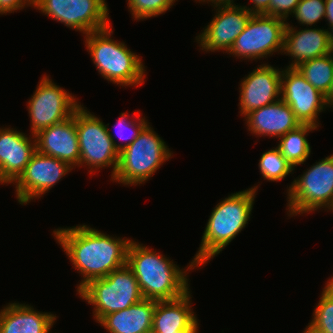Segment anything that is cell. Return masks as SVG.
<instances>
[{
    "label": "cell",
    "mask_w": 333,
    "mask_h": 333,
    "mask_svg": "<svg viewBox=\"0 0 333 333\" xmlns=\"http://www.w3.org/2000/svg\"><path fill=\"white\" fill-rule=\"evenodd\" d=\"M53 236L82 275L77 292L89 281L106 277L127 264V250L132 239L113 237L95 228L76 225L53 230Z\"/></svg>",
    "instance_id": "1"
},
{
    "label": "cell",
    "mask_w": 333,
    "mask_h": 333,
    "mask_svg": "<svg viewBox=\"0 0 333 333\" xmlns=\"http://www.w3.org/2000/svg\"><path fill=\"white\" fill-rule=\"evenodd\" d=\"M127 265L132 269L143 298L156 301L182 297L189 288L187 271L198 266L189 262L180 269L173 260L132 240L127 250Z\"/></svg>",
    "instance_id": "2"
},
{
    "label": "cell",
    "mask_w": 333,
    "mask_h": 333,
    "mask_svg": "<svg viewBox=\"0 0 333 333\" xmlns=\"http://www.w3.org/2000/svg\"><path fill=\"white\" fill-rule=\"evenodd\" d=\"M258 185L231 193L212 210L193 262L202 267L220 254L248 223Z\"/></svg>",
    "instance_id": "3"
},
{
    "label": "cell",
    "mask_w": 333,
    "mask_h": 333,
    "mask_svg": "<svg viewBox=\"0 0 333 333\" xmlns=\"http://www.w3.org/2000/svg\"><path fill=\"white\" fill-rule=\"evenodd\" d=\"M111 27L85 35L87 51L101 77L125 88L138 87L145 82V65L125 42L111 39Z\"/></svg>",
    "instance_id": "4"
},
{
    "label": "cell",
    "mask_w": 333,
    "mask_h": 333,
    "mask_svg": "<svg viewBox=\"0 0 333 333\" xmlns=\"http://www.w3.org/2000/svg\"><path fill=\"white\" fill-rule=\"evenodd\" d=\"M148 123L138 137L121 152L113 182L124 186L143 184L173 156L164 140Z\"/></svg>",
    "instance_id": "5"
},
{
    "label": "cell",
    "mask_w": 333,
    "mask_h": 333,
    "mask_svg": "<svg viewBox=\"0 0 333 333\" xmlns=\"http://www.w3.org/2000/svg\"><path fill=\"white\" fill-rule=\"evenodd\" d=\"M77 294L94 306L93 316L97 323L105 315L127 309L143 299L138 281L127 264L106 277L89 281Z\"/></svg>",
    "instance_id": "6"
},
{
    "label": "cell",
    "mask_w": 333,
    "mask_h": 333,
    "mask_svg": "<svg viewBox=\"0 0 333 333\" xmlns=\"http://www.w3.org/2000/svg\"><path fill=\"white\" fill-rule=\"evenodd\" d=\"M82 106L76 109V129L80 148L79 167L88 166L91 174L100 168L112 167V179L119 162L118 142L108 127L109 123L105 125L100 118Z\"/></svg>",
    "instance_id": "7"
},
{
    "label": "cell",
    "mask_w": 333,
    "mask_h": 333,
    "mask_svg": "<svg viewBox=\"0 0 333 333\" xmlns=\"http://www.w3.org/2000/svg\"><path fill=\"white\" fill-rule=\"evenodd\" d=\"M287 214L327 211L333 205V154L316 161L313 166L296 177L287 190Z\"/></svg>",
    "instance_id": "8"
},
{
    "label": "cell",
    "mask_w": 333,
    "mask_h": 333,
    "mask_svg": "<svg viewBox=\"0 0 333 333\" xmlns=\"http://www.w3.org/2000/svg\"><path fill=\"white\" fill-rule=\"evenodd\" d=\"M286 25L282 18L253 14L227 54L251 61L268 58L275 52L282 54Z\"/></svg>",
    "instance_id": "9"
},
{
    "label": "cell",
    "mask_w": 333,
    "mask_h": 333,
    "mask_svg": "<svg viewBox=\"0 0 333 333\" xmlns=\"http://www.w3.org/2000/svg\"><path fill=\"white\" fill-rule=\"evenodd\" d=\"M106 0H37L35 9L87 35L110 26Z\"/></svg>",
    "instance_id": "10"
},
{
    "label": "cell",
    "mask_w": 333,
    "mask_h": 333,
    "mask_svg": "<svg viewBox=\"0 0 333 333\" xmlns=\"http://www.w3.org/2000/svg\"><path fill=\"white\" fill-rule=\"evenodd\" d=\"M42 77L27 105L30 136L71 117L81 105L72 93L56 85L48 75Z\"/></svg>",
    "instance_id": "11"
},
{
    "label": "cell",
    "mask_w": 333,
    "mask_h": 333,
    "mask_svg": "<svg viewBox=\"0 0 333 333\" xmlns=\"http://www.w3.org/2000/svg\"><path fill=\"white\" fill-rule=\"evenodd\" d=\"M71 170L73 167L67 162L36 151L24 171L13 182L19 204L25 205L33 199H39Z\"/></svg>",
    "instance_id": "12"
},
{
    "label": "cell",
    "mask_w": 333,
    "mask_h": 333,
    "mask_svg": "<svg viewBox=\"0 0 333 333\" xmlns=\"http://www.w3.org/2000/svg\"><path fill=\"white\" fill-rule=\"evenodd\" d=\"M281 99L290 106L300 124L319 127V113L332 107L326 95L314 88L296 68L282 69Z\"/></svg>",
    "instance_id": "13"
},
{
    "label": "cell",
    "mask_w": 333,
    "mask_h": 333,
    "mask_svg": "<svg viewBox=\"0 0 333 333\" xmlns=\"http://www.w3.org/2000/svg\"><path fill=\"white\" fill-rule=\"evenodd\" d=\"M215 10L211 22L195 38L202 51L228 53L253 13L243 5L215 7Z\"/></svg>",
    "instance_id": "14"
},
{
    "label": "cell",
    "mask_w": 333,
    "mask_h": 333,
    "mask_svg": "<svg viewBox=\"0 0 333 333\" xmlns=\"http://www.w3.org/2000/svg\"><path fill=\"white\" fill-rule=\"evenodd\" d=\"M281 73L282 69L263 63L243 77L239 87L241 116L281 99Z\"/></svg>",
    "instance_id": "15"
},
{
    "label": "cell",
    "mask_w": 333,
    "mask_h": 333,
    "mask_svg": "<svg viewBox=\"0 0 333 333\" xmlns=\"http://www.w3.org/2000/svg\"><path fill=\"white\" fill-rule=\"evenodd\" d=\"M34 136L37 152L67 162L73 168L79 167L76 110L71 117L39 131Z\"/></svg>",
    "instance_id": "16"
},
{
    "label": "cell",
    "mask_w": 333,
    "mask_h": 333,
    "mask_svg": "<svg viewBox=\"0 0 333 333\" xmlns=\"http://www.w3.org/2000/svg\"><path fill=\"white\" fill-rule=\"evenodd\" d=\"M33 139V141H32ZM36 152L35 136L11 127L0 128V183H13Z\"/></svg>",
    "instance_id": "17"
},
{
    "label": "cell",
    "mask_w": 333,
    "mask_h": 333,
    "mask_svg": "<svg viewBox=\"0 0 333 333\" xmlns=\"http://www.w3.org/2000/svg\"><path fill=\"white\" fill-rule=\"evenodd\" d=\"M311 28L297 30L287 21L282 53L293 59L287 68H296L302 62L333 52L328 29Z\"/></svg>",
    "instance_id": "18"
},
{
    "label": "cell",
    "mask_w": 333,
    "mask_h": 333,
    "mask_svg": "<svg viewBox=\"0 0 333 333\" xmlns=\"http://www.w3.org/2000/svg\"><path fill=\"white\" fill-rule=\"evenodd\" d=\"M244 118L248 131L253 135L255 134L256 137L268 136L279 138L301 125L290 106L282 99L253 110L245 115Z\"/></svg>",
    "instance_id": "19"
},
{
    "label": "cell",
    "mask_w": 333,
    "mask_h": 333,
    "mask_svg": "<svg viewBox=\"0 0 333 333\" xmlns=\"http://www.w3.org/2000/svg\"><path fill=\"white\" fill-rule=\"evenodd\" d=\"M190 290L173 300L157 301L152 329L157 333L198 331L199 323L191 306Z\"/></svg>",
    "instance_id": "20"
},
{
    "label": "cell",
    "mask_w": 333,
    "mask_h": 333,
    "mask_svg": "<svg viewBox=\"0 0 333 333\" xmlns=\"http://www.w3.org/2000/svg\"><path fill=\"white\" fill-rule=\"evenodd\" d=\"M57 316L39 312L25 303H8L0 309V333H49Z\"/></svg>",
    "instance_id": "21"
},
{
    "label": "cell",
    "mask_w": 333,
    "mask_h": 333,
    "mask_svg": "<svg viewBox=\"0 0 333 333\" xmlns=\"http://www.w3.org/2000/svg\"><path fill=\"white\" fill-rule=\"evenodd\" d=\"M156 302L143 298L127 309L105 315L98 323L109 333H145L152 329Z\"/></svg>",
    "instance_id": "22"
},
{
    "label": "cell",
    "mask_w": 333,
    "mask_h": 333,
    "mask_svg": "<svg viewBox=\"0 0 333 333\" xmlns=\"http://www.w3.org/2000/svg\"><path fill=\"white\" fill-rule=\"evenodd\" d=\"M317 127L310 124H301L296 129L288 131L283 136H280L279 149L282 156L295 169L298 165L304 164L311 154L310 143L306 136L307 133L316 130Z\"/></svg>",
    "instance_id": "23"
},
{
    "label": "cell",
    "mask_w": 333,
    "mask_h": 333,
    "mask_svg": "<svg viewBox=\"0 0 333 333\" xmlns=\"http://www.w3.org/2000/svg\"><path fill=\"white\" fill-rule=\"evenodd\" d=\"M317 90L328 95L333 81V52L302 62L296 67Z\"/></svg>",
    "instance_id": "24"
},
{
    "label": "cell",
    "mask_w": 333,
    "mask_h": 333,
    "mask_svg": "<svg viewBox=\"0 0 333 333\" xmlns=\"http://www.w3.org/2000/svg\"><path fill=\"white\" fill-rule=\"evenodd\" d=\"M258 166L264 180L272 182L281 181L295 170L277 147L262 153Z\"/></svg>",
    "instance_id": "25"
},
{
    "label": "cell",
    "mask_w": 333,
    "mask_h": 333,
    "mask_svg": "<svg viewBox=\"0 0 333 333\" xmlns=\"http://www.w3.org/2000/svg\"><path fill=\"white\" fill-rule=\"evenodd\" d=\"M324 286L312 320L306 326L312 333H333V291Z\"/></svg>",
    "instance_id": "26"
},
{
    "label": "cell",
    "mask_w": 333,
    "mask_h": 333,
    "mask_svg": "<svg viewBox=\"0 0 333 333\" xmlns=\"http://www.w3.org/2000/svg\"><path fill=\"white\" fill-rule=\"evenodd\" d=\"M133 114L136 115V119L129 120V114H127V112H121L120 117L118 118L116 124L113 126L117 127V132L115 136H119V140L122 139L126 141L125 144H117L118 152H121L124 148L128 147L138 137L142 129L149 123L148 120H146L145 116L140 117L141 113L139 111H135L133 112ZM128 130L131 132V134H128ZM126 133L128 134V136L126 135Z\"/></svg>",
    "instance_id": "27"
},
{
    "label": "cell",
    "mask_w": 333,
    "mask_h": 333,
    "mask_svg": "<svg viewBox=\"0 0 333 333\" xmlns=\"http://www.w3.org/2000/svg\"><path fill=\"white\" fill-rule=\"evenodd\" d=\"M177 0H127L134 20H144L165 14Z\"/></svg>",
    "instance_id": "28"
},
{
    "label": "cell",
    "mask_w": 333,
    "mask_h": 333,
    "mask_svg": "<svg viewBox=\"0 0 333 333\" xmlns=\"http://www.w3.org/2000/svg\"><path fill=\"white\" fill-rule=\"evenodd\" d=\"M302 26L316 25L325 18V0H300L292 17Z\"/></svg>",
    "instance_id": "29"
},
{
    "label": "cell",
    "mask_w": 333,
    "mask_h": 333,
    "mask_svg": "<svg viewBox=\"0 0 333 333\" xmlns=\"http://www.w3.org/2000/svg\"><path fill=\"white\" fill-rule=\"evenodd\" d=\"M299 1L300 0H271L270 16L288 20L287 18L294 13Z\"/></svg>",
    "instance_id": "30"
},
{
    "label": "cell",
    "mask_w": 333,
    "mask_h": 333,
    "mask_svg": "<svg viewBox=\"0 0 333 333\" xmlns=\"http://www.w3.org/2000/svg\"><path fill=\"white\" fill-rule=\"evenodd\" d=\"M37 0H0V14L14 13L19 9L22 10L26 6L35 7Z\"/></svg>",
    "instance_id": "31"
},
{
    "label": "cell",
    "mask_w": 333,
    "mask_h": 333,
    "mask_svg": "<svg viewBox=\"0 0 333 333\" xmlns=\"http://www.w3.org/2000/svg\"><path fill=\"white\" fill-rule=\"evenodd\" d=\"M253 7L244 5L253 14H265L270 16L271 0H250Z\"/></svg>",
    "instance_id": "32"
},
{
    "label": "cell",
    "mask_w": 333,
    "mask_h": 333,
    "mask_svg": "<svg viewBox=\"0 0 333 333\" xmlns=\"http://www.w3.org/2000/svg\"><path fill=\"white\" fill-rule=\"evenodd\" d=\"M325 19L329 29L333 25V0H325Z\"/></svg>",
    "instance_id": "33"
},
{
    "label": "cell",
    "mask_w": 333,
    "mask_h": 333,
    "mask_svg": "<svg viewBox=\"0 0 333 333\" xmlns=\"http://www.w3.org/2000/svg\"><path fill=\"white\" fill-rule=\"evenodd\" d=\"M199 3L200 2H207L209 4L212 3L213 8L215 7H222V6H235L236 4L234 3V0H196Z\"/></svg>",
    "instance_id": "34"
},
{
    "label": "cell",
    "mask_w": 333,
    "mask_h": 333,
    "mask_svg": "<svg viewBox=\"0 0 333 333\" xmlns=\"http://www.w3.org/2000/svg\"><path fill=\"white\" fill-rule=\"evenodd\" d=\"M327 97V101L328 103L332 106L333 108V81H332V85H331V90L330 93L326 96Z\"/></svg>",
    "instance_id": "35"
},
{
    "label": "cell",
    "mask_w": 333,
    "mask_h": 333,
    "mask_svg": "<svg viewBox=\"0 0 333 333\" xmlns=\"http://www.w3.org/2000/svg\"><path fill=\"white\" fill-rule=\"evenodd\" d=\"M328 35H329L330 45H331V47L333 49V25L329 28Z\"/></svg>",
    "instance_id": "36"
},
{
    "label": "cell",
    "mask_w": 333,
    "mask_h": 333,
    "mask_svg": "<svg viewBox=\"0 0 333 333\" xmlns=\"http://www.w3.org/2000/svg\"><path fill=\"white\" fill-rule=\"evenodd\" d=\"M333 276V275H332ZM329 278V280L326 282V285L333 291V277Z\"/></svg>",
    "instance_id": "37"
},
{
    "label": "cell",
    "mask_w": 333,
    "mask_h": 333,
    "mask_svg": "<svg viewBox=\"0 0 333 333\" xmlns=\"http://www.w3.org/2000/svg\"><path fill=\"white\" fill-rule=\"evenodd\" d=\"M175 333H198V331H178Z\"/></svg>",
    "instance_id": "38"
},
{
    "label": "cell",
    "mask_w": 333,
    "mask_h": 333,
    "mask_svg": "<svg viewBox=\"0 0 333 333\" xmlns=\"http://www.w3.org/2000/svg\"><path fill=\"white\" fill-rule=\"evenodd\" d=\"M302 333H312L308 328H305Z\"/></svg>",
    "instance_id": "39"
},
{
    "label": "cell",
    "mask_w": 333,
    "mask_h": 333,
    "mask_svg": "<svg viewBox=\"0 0 333 333\" xmlns=\"http://www.w3.org/2000/svg\"><path fill=\"white\" fill-rule=\"evenodd\" d=\"M145 333H157V332L154 331L153 329H151V330H149V331H147V332H145Z\"/></svg>",
    "instance_id": "40"
}]
</instances>
